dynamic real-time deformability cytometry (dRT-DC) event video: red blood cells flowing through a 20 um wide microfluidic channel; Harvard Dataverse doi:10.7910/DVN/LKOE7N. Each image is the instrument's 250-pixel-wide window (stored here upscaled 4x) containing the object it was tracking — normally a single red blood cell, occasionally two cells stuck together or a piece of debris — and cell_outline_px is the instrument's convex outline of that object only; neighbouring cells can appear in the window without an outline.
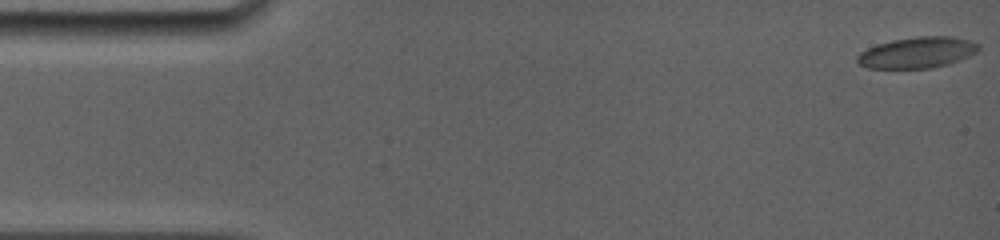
{"species": "common noctule bat (a hibernating species)", "species_latin": "Nyctalus noctula", "temperature_condition": "room temperature", "stored_images_in_passage": 69, "camera_frame_rate_fps": 5000, "um_per_image_px": 0.085, "animal": {"sex": "female", "body_mass_g": 19.0, "forearm_length_mm": 56.7}, "frame": {"image": 1, "passage_image": 1, "time_ms": 0.0, "image_size_px": [1000, 240], "cell_outline_px": [[980, 48], [976, 52], [960, 60], [948, 64], [932, 68], [868, 68], [860, 64], [856, 60], [856, 56], [860, 52], [868, 48], [892, 40], [916, 36], [952, 36], [968, 40], [980, 44]], "centroid_in_image_um": [77.98, 4.46], "position_along_channel_um": 7.0, "area_um2": 21.91}}
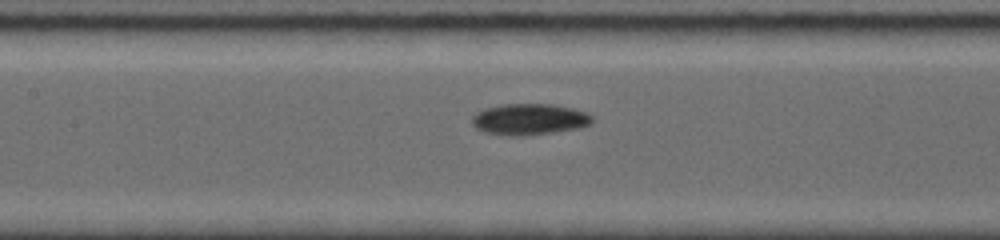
{"frame": {"image": 2, "passage_image": 30, "time_ms": 7.2, "image_size_px": [1000, 240], "cell_outline_px": [[592, 124], [580, 128], [552, 132], [520, 136], [508, 136], [484, 132], [476, 128], [472, 124], [472, 116], [476, 112], [484, 108], [500, 104], [552, 104], [572, 108], [588, 112], [592, 116]], "centroid_in_image_um": [44.98, 10.13], "position_along_channel_um": 162.4, "area_um2": 22.08}}
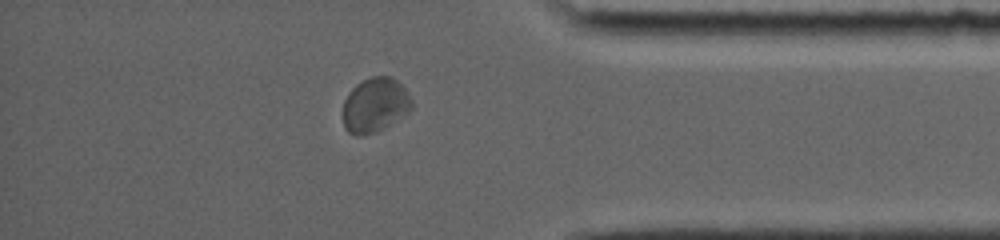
{"frame": {"image": 3, "passage_image": 59, "time_ms": 13.6, "image_size_px": [1000, 240], "cell_outline_px": [[412, 108], [408, 112], [384, 128], [376, 132], [364, 136], [356, 136], [348, 132], [344, 128], [344, 100], [348, 92], [356, 84], [372, 76], [392, 76], [408, 92], [412, 100]], "centroid_in_image_um": [31.87, 8.94], "position_along_channel_um": 403.3, "area_um2": 21.91}, "authors_computed_cell_mechanics": {"area_um2": 21.0392, "velocity_mm_per_s": 3.8998, "shape_relaxation_time_tau1_ms": 4.1786, "shape_relaxation_time_tau2_ms": null, "deformation_change_tau1": 0.0813, "deformation_change_tau2": null}}